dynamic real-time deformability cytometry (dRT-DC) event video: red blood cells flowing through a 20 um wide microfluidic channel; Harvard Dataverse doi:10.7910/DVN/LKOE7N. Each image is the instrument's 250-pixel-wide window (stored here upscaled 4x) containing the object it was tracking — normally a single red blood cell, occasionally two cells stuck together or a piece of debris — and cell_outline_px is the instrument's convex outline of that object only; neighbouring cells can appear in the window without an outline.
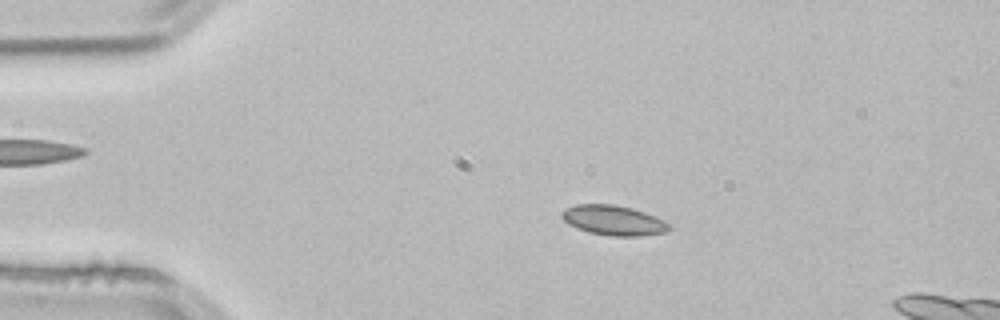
{"species": "common noctule bat (a hibernating species)", "species_latin": "Nyctalus noctula", "temperature_condition": "room temperature", "stored_images_in_passage": 46, "camera_frame_rate_fps": 3000, "um_per_image_px": 0.085, "animal": {"sex": "male", "body_mass_g": 21.5, "forearm_length_mm": 52.0}, "frame": {"image": 1, "passage_image": 4, "time_ms": 1.0, "image_size_px": [1000, 320], "cell_outline_px": [[672, 228], [668, 232], [640, 236], [612, 236], [588, 232], [576, 228], [564, 220], [560, 216], [560, 212], [564, 208], [576, 204], [612, 204], [632, 208], [644, 212], [664, 220]], "centroid_in_image_um": [52.13, 18.73], "position_along_channel_um": 32.9, "area_um2": 18.84}}
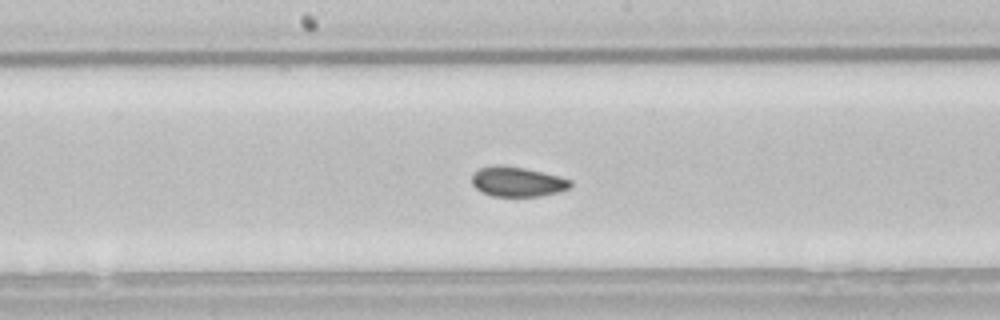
{"frame": {"image": 2, "passage_image": 21, "time_ms": 6.667, "image_size_px": [1000, 320], "cell_outline_px": [[572, 188], [556, 192], [536, 196], [492, 196], [480, 192], [472, 184], [472, 176], [480, 168], [492, 164], [500, 164], [524, 168], [560, 176], [572, 180]], "centroid_in_image_um": [43.97, 15.43], "position_along_channel_um": 204.2, "area_um2": 17.22}}
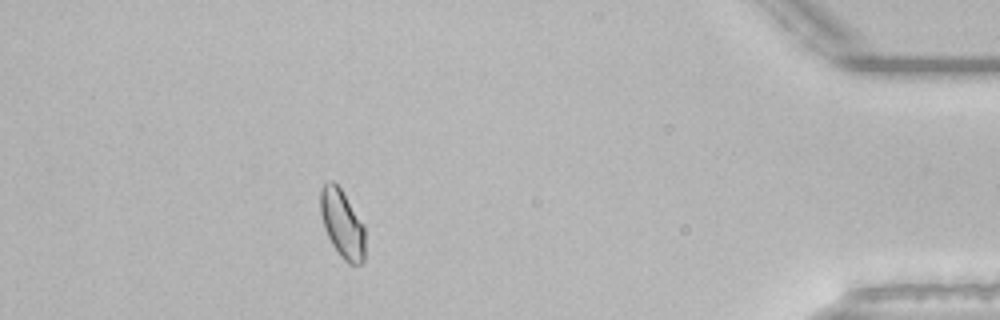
{"frame": {"image": 3, "passage_image": 41, "time_ms": 13.333, "image_size_px": [1000, 320], "cell_outline_px": [[364, 260], [360, 264], [348, 264], [340, 256], [332, 244], [324, 228], [320, 212], [320, 188], [328, 180], [332, 180], [340, 188], [364, 224]], "centroid_in_image_um": [29.07, 19.02], "position_along_channel_um": 406.1, "area_um2": 17.74}, "authors_computed_cell_mechanics": {"area_um2": 17.5134, "velocity_mm_per_s": 3.8115, "shape_relaxation_time_tau1_ms": 6.4874, "shape_relaxation_time_tau2_ms": 2.3186, "deformation_change_tau1": 0.0637, "deformation_change_tau2": 0.0518}}